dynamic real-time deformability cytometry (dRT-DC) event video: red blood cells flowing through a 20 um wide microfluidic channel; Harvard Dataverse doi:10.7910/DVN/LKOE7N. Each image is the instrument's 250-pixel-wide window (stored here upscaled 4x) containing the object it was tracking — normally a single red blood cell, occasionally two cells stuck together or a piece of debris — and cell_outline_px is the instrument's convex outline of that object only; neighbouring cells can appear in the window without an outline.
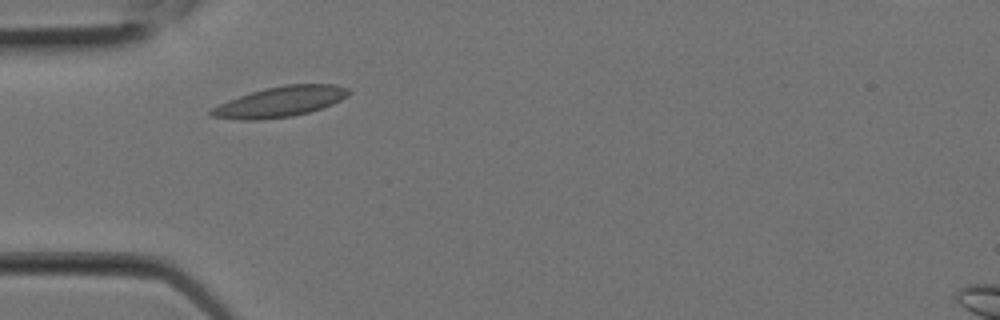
{"species": "Egyptian fruit bat (a non-hibernating species)", "species_latin": "Rousettus aegyptiacus", "temperature_condition": "room temperature", "stored_images_in_passage": 7, "camera_frame_rate_fps": 3000, "um_per_image_px": 0.085, "animal": {"sex": "female"}, "frame": {"image": 1, "passage_image": 3, "time_ms": 0.667, "image_size_px": [1000, 320], "cell_outline_px": [[352, 92], [348, 96], [332, 104], [308, 112], [292, 116], [260, 120], [240, 120], [212, 116], [208, 112], [212, 108], [228, 100], [264, 88], [284, 84], [332, 84], [348, 88]], "centroid_in_image_um": [23.83, 8.64], "position_along_channel_um": 61.2, "area_um2": 24.22}}
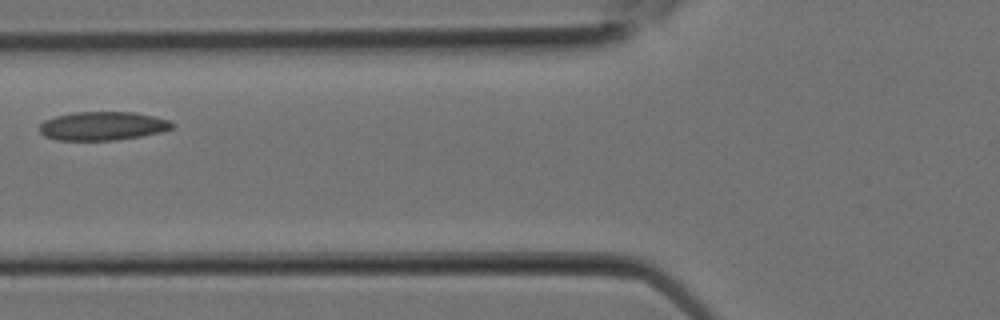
{"frame": {"image": 2, "passage_image": 5, "time_ms": 1.333, "image_size_px": [1000, 320], "cell_outline_px": [[176, 124], [172, 128], [160, 132], [140, 136], [116, 140], [56, 140], [44, 136], [40, 132], [40, 124], [44, 120], [56, 116], [72, 112], [132, 112], [152, 116], [168, 120]], "centroid_in_image_um": [8.7, 10.71], "position_along_channel_um": 117.1, "area_um2": 22.08}}
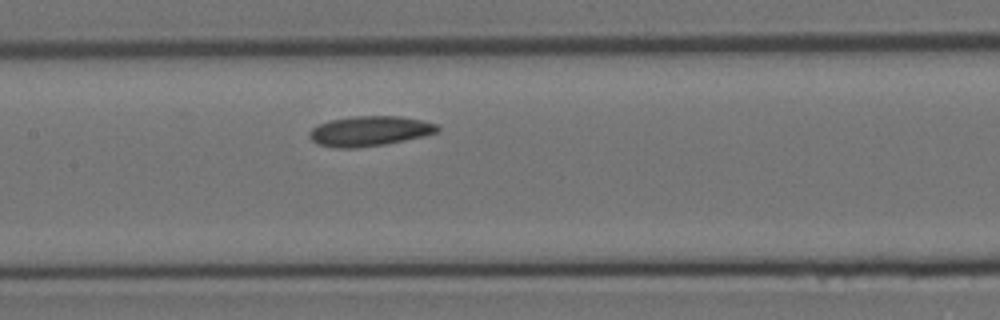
{"frame": {"image": 3, "passage_image": 7, "time_ms": 2.0, "image_size_px": [1000, 320], "cell_outline_px": [[440, 132], [424, 136], [384, 144], [356, 148], [332, 148], [316, 144], [308, 136], [308, 132], [312, 128], [320, 124], [332, 120], [356, 116], [400, 116], [420, 120], [436, 124], [440, 128]], "centroid_in_image_um": [31.4, 11.15], "position_along_channel_um": 176.0, "area_um2": 22.37}}